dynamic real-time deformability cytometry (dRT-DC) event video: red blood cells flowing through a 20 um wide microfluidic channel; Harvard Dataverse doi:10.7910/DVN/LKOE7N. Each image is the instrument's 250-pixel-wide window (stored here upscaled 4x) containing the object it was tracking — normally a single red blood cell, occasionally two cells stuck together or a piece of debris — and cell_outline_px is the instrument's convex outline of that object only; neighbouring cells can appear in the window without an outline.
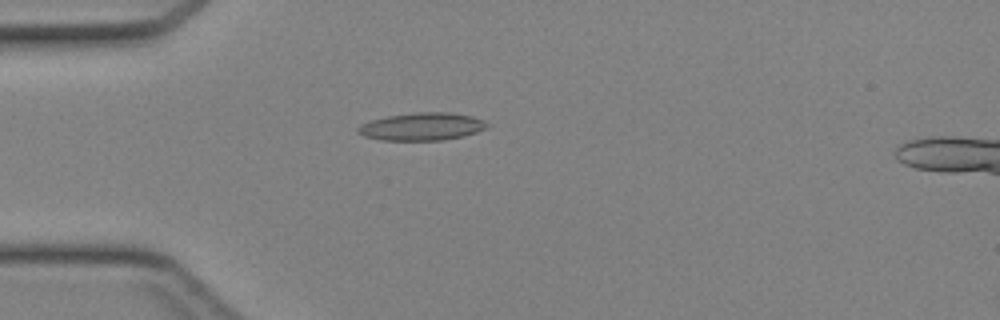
{"species": "Egyptian fruit bat (a non-hibernating species)", "species_latin": "Rousettus aegyptiacus", "temperature_condition": "cold", "stored_images_in_passage": 44, "camera_frame_rate_fps": 3000, "um_per_image_px": 0.085, "animal": {"sex": "female"}, "frame": {"image": 1, "passage_image": 12, "time_ms": 3.667, "image_size_px": [1000, 320], "cell_outline_px": [[488, 128], [464, 136], [440, 140], [380, 140], [364, 136], [356, 132], [356, 128], [360, 124], [372, 120], [388, 116], [416, 112], [448, 112], [472, 116], [484, 120], [488, 124]], "centroid_in_image_um": [35.86, 10.76], "position_along_channel_um": 49.1, "area_um2": 20.87}}
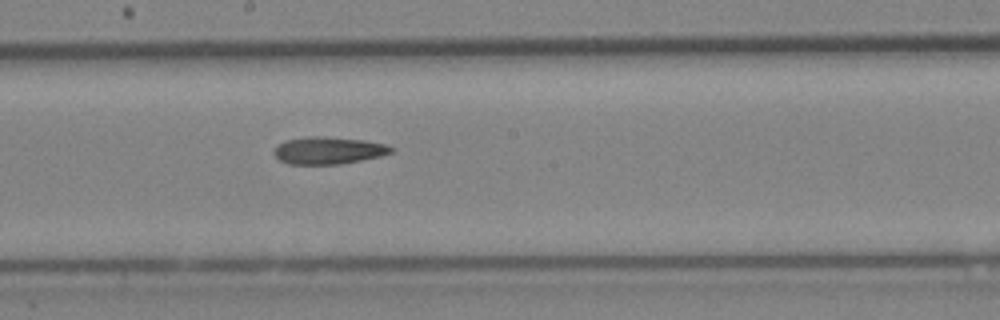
{"frame": {"image": 2, "passage_image": 24, "time_ms": 7.667, "image_size_px": [1000, 320], "cell_outline_px": [[396, 148], [392, 152], [380, 156], [340, 164], [288, 164], [280, 160], [272, 152], [284, 140], [308, 136], [324, 136], [364, 140], [384, 144]], "centroid_in_image_um": [27.91, 12.78], "position_along_channel_um": 220.3, "area_um2": 18.55}}
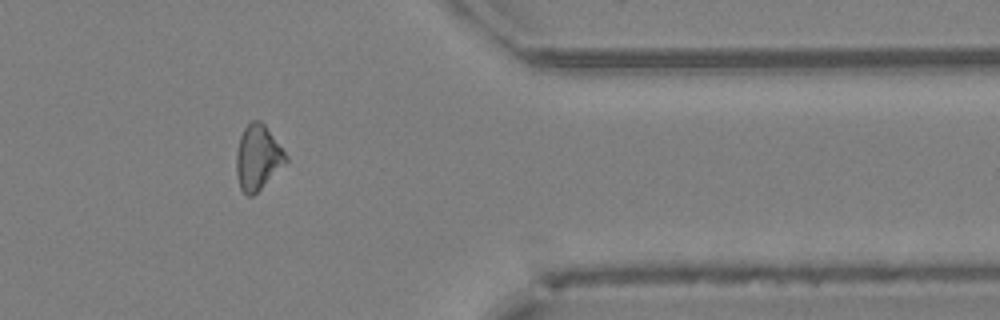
{"frame": {"image": 3, "passage_image": 36, "time_ms": 11.667, "image_size_px": [1000, 320], "cell_outline_px": [[288, 160], [252, 196], [248, 196], [240, 188], [236, 172], [236, 152], [240, 136], [244, 128], [252, 120], [260, 120], [264, 124], [288, 156]], "centroid_in_image_um": [21.89, 13.36], "position_along_channel_um": 389.5, "area_um2": 18.38}}